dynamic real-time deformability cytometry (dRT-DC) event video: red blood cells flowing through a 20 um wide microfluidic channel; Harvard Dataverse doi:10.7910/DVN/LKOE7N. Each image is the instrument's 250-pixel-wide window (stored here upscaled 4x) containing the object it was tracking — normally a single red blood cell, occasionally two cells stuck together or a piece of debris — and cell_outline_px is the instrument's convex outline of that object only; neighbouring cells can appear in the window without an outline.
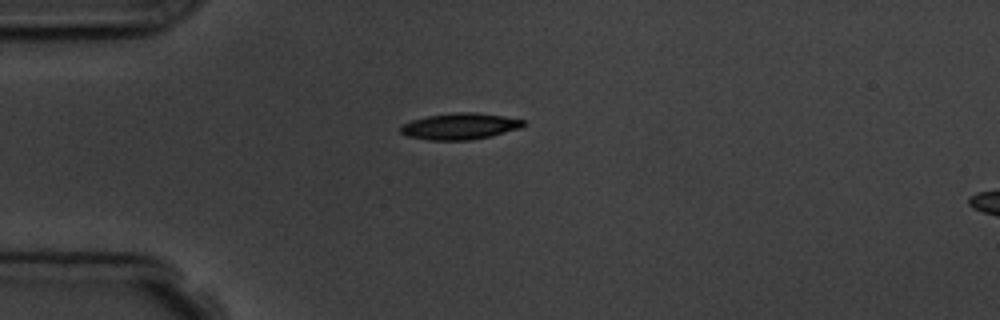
{"species": "common noctule bat (a hibernating species)", "species_latin": "Nyctalus noctula", "temperature_condition": "room temperature", "stored_images_in_passage": 3, "camera_frame_rate_fps": 3000, "um_per_image_px": 0.085, "animal": {"sex": "male", "body_mass_g": 19.5, "forearm_length_mm": 54.6}, "frame": {"image": 1, "passage_image": 1, "time_ms": 0.0, "image_size_px": [1000, 320], "cell_outline_px": [[524, 124], [520, 128], [472, 140], [428, 140], [408, 136], [400, 132], [400, 128], [404, 124], [412, 120], [428, 116], [456, 112], [476, 112], [504, 116], [524, 120]], "centroid_in_image_um": [39.08, 10.73], "position_along_channel_um": 45.9, "area_um2": 18.61}}